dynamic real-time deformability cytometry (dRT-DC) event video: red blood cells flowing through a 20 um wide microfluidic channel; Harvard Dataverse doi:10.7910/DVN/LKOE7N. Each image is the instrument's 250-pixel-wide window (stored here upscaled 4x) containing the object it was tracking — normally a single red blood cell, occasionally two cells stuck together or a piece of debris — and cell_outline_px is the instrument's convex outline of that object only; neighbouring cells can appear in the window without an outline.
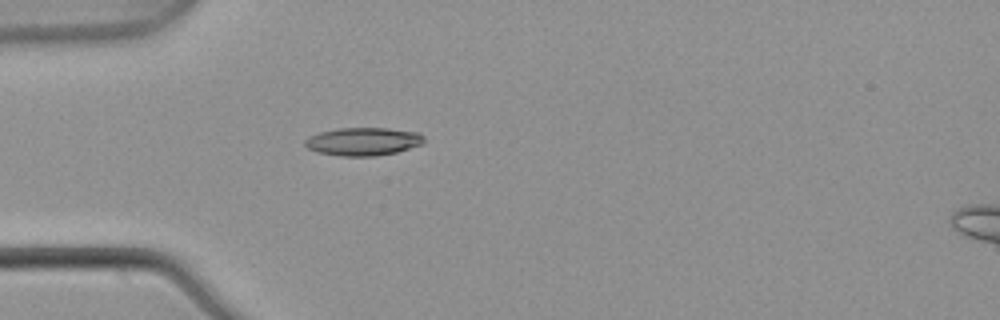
{"species": "common noctule bat (a hibernating species)", "species_latin": "Nyctalus noctula", "temperature_condition": "warm", "stored_images_in_passage": 3, "camera_frame_rate_fps": 3000, "um_per_image_px": 0.085, "animal": {"sex": "male", "body_mass_g": 21.5, "forearm_length_mm": 52.0}, "frame": {"image": 1, "passage_image": 3, "time_ms": 0.667, "image_size_px": [1000, 320], "cell_outline_px": [[424, 144], [396, 152], [376, 156], [340, 156], [316, 152], [308, 148], [304, 144], [304, 140], [308, 136], [320, 132], [340, 128], [388, 128], [420, 132], [424, 136]], "centroid_in_image_um": [30.88, 12.03], "position_along_channel_um": 54.1, "area_um2": 19.65}}